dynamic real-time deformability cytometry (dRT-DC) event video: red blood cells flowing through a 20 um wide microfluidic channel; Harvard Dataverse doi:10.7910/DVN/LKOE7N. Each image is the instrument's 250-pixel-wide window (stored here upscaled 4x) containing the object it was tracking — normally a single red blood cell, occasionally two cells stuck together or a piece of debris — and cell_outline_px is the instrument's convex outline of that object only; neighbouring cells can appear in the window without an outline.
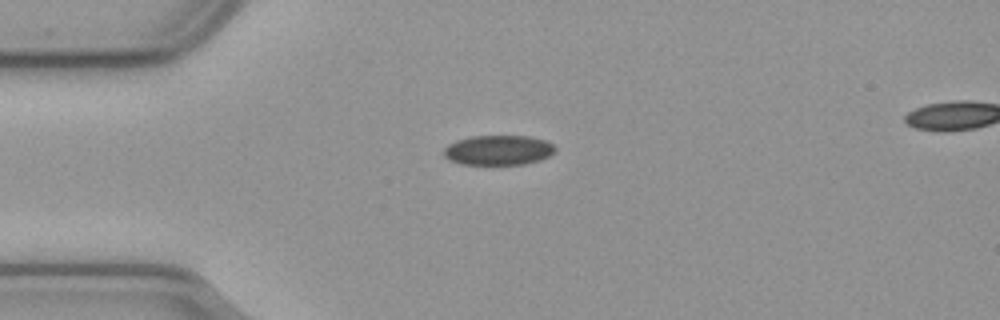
{"species": "common noctule bat (a hibernating species)", "species_latin": "Nyctalus noctula", "temperature_condition": "cold", "stored_images_in_passage": 44, "camera_frame_rate_fps": 3000, "um_per_image_px": 0.085, "animal": {"sex": "male", "body_mass_g": 23.1, "forearm_length_mm": 52.7}, "frame": {"image": 1, "passage_image": 1, "time_ms": 0.0, "image_size_px": [1000, 320], "cell_outline_px": [[556, 152], [540, 160], [524, 164], [460, 164], [448, 160], [444, 156], [444, 148], [448, 144], [456, 140], [472, 136], [528, 136], [544, 140], [552, 144], [556, 148]], "centroid_in_image_um": [42.34, 12.76], "position_along_channel_um": 42.7, "area_um2": 19.42}}
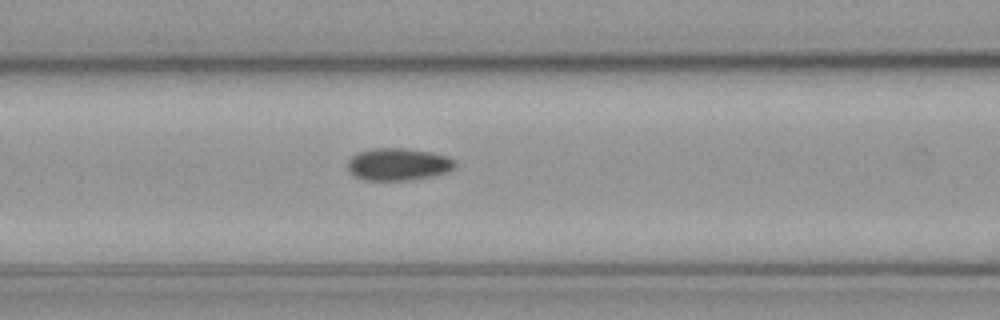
{"frame": {"image": 2, "passage_image": 10, "time_ms": 3.0, "image_size_px": [1000, 320], "cell_outline_px": [[456, 164], [452, 168], [444, 172], [428, 176], [408, 180], [364, 180], [352, 176], [348, 172], [348, 160], [356, 152], [372, 148], [404, 148], [432, 152], [448, 156], [456, 160]], "centroid_in_image_um": [33.78, 13.95], "position_along_channel_um": 132.8, "area_um2": 20.29}}
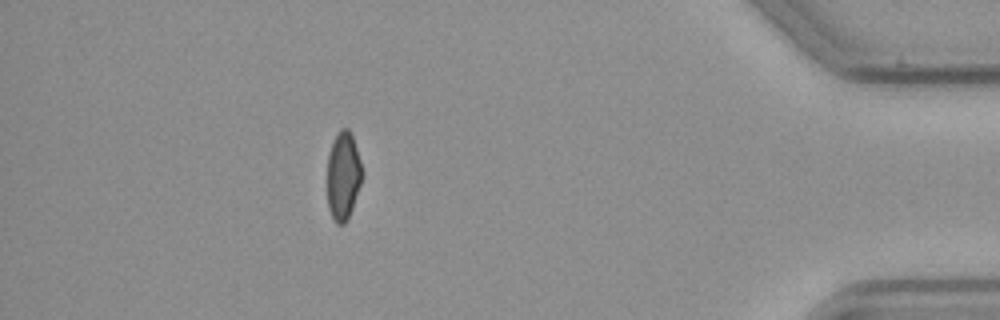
{"frame": {"image": 3, "passage_image": 37, "time_ms": 12.0, "image_size_px": [1000, 320], "cell_outline_px": [[360, 184], [348, 220], [344, 224], [336, 224], [328, 208], [328, 152], [332, 140], [340, 128], [348, 128], [352, 136], [360, 160]], "centroid_in_image_um": [29.14, 14.94], "position_along_channel_um": 406.1, "area_um2": 17.63}, "authors_computed_cell_mechanics": {"area_um2": 19.6231, "velocity_mm_per_s": 3.6412, "shape_relaxation_time_tau1_ms": null, "shape_relaxation_time_tau2_ms": 4.0781, "deformation_change_tau1": null, "deformation_change_tau2": 0.0682}}